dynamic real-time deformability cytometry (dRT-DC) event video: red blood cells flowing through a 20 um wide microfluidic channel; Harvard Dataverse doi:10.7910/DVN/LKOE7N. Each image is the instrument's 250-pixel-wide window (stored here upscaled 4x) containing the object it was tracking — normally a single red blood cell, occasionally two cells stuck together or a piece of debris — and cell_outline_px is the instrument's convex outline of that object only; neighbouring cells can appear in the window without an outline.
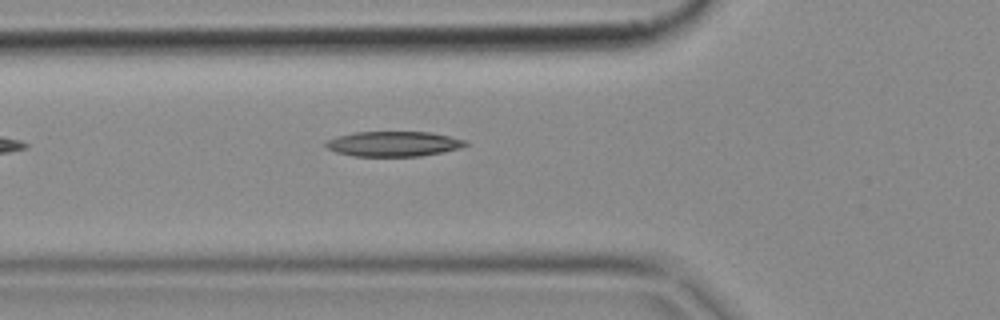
{"species": "common noctule bat (a hibernating species)", "species_latin": "Nyctalus noctula", "temperature_condition": "cold", "stored_images_in_passage": 5, "camera_frame_rate_fps": 3000, "um_per_image_px": 0.085, "animal": {"sex": "female", "body_mass_g": 18.4}, "frame": {"image": 1, "passage_image": 5, "time_ms": 1.333, "image_size_px": [1000, 320], "cell_outline_px": [[468, 144], [460, 148], [444, 152], [420, 156], [352, 156], [336, 152], [328, 148], [324, 144], [324, 140], [336, 136], [356, 132], [432, 132], [468, 140]], "centroid_in_image_um": [33.45, 12.22], "position_along_channel_um": 92.3, "area_um2": 20.63}}